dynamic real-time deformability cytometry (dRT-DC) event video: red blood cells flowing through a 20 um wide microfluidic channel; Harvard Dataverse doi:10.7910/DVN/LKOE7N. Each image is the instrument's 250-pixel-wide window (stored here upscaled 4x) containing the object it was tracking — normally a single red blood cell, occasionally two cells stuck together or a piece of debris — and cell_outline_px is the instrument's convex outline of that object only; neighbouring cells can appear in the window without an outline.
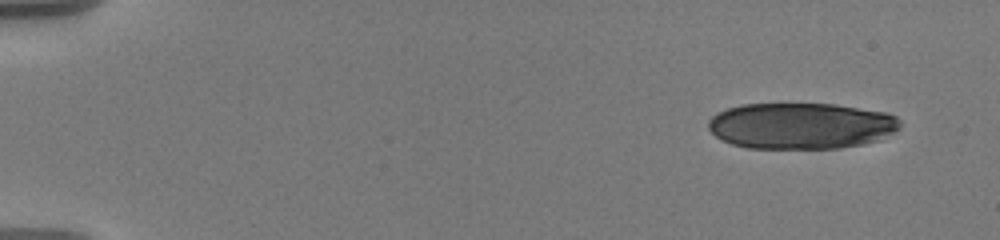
{"species": "human", "species_latin": "Homo sapiens", "temperature_condition": "warm", "stored_images_in_passage": 13, "camera_frame_rate_fps": 3000, "um_per_image_px": 0.085, "donor": {"sex": "male"}, "frame": {"image": 1, "passage_image": 1, "time_ms": 0.0, "image_size_px": [1000, 240], "cell_outline_px": [[900, 128], [880, 140], [864, 144], [840, 148], [748, 148], [732, 144], [716, 136], [708, 128], [708, 120], [716, 112], [740, 104], [836, 104], [884, 112], [896, 116], [900, 120]], "centroid_in_image_um": [68.1, 10.69], "position_along_channel_um": 16.9, "area_um2": 51.85}}